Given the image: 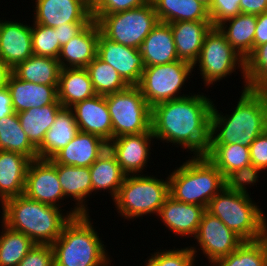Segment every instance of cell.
Here are the masks:
<instances>
[{
	"instance_id": "6da1fadb",
	"label": "cell",
	"mask_w": 267,
	"mask_h": 266,
	"mask_svg": "<svg viewBox=\"0 0 267 266\" xmlns=\"http://www.w3.org/2000/svg\"><path fill=\"white\" fill-rule=\"evenodd\" d=\"M199 93V94H198ZM159 103L151 108L154 140L172 143L193 156H205L212 146L213 100L204 93Z\"/></svg>"
},
{
	"instance_id": "7a4b0ae2",
	"label": "cell",
	"mask_w": 267,
	"mask_h": 266,
	"mask_svg": "<svg viewBox=\"0 0 267 266\" xmlns=\"http://www.w3.org/2000/svg\"><path fill=\"white\" fill-rule=\"evenodd\" d=\"M0 206L1 222L11 230L24 233L35 244L52 245L65 224L81 215L74 207L64 213L62 208L32 200L24 194L6 200Z\"/></svg>"
},
{
	"instance_id": "3957f363",
	"label": "cell",
	"mask_w": 267,
	"mask_h": 266,
	"mask_svg": "<svg viewBox=\"0 0 267 266\" xmlns=\"http://www.w3.org/2000/svg\"><path fill=\"white\" fill-rule=\"evenodd\" d=\"M231 114L212 108V145L250 144L267 130V98L262 91L242 89ZM225 114V115H224Z\"/></svg>"
},
{
	"instance_id": "277c9868",
	"label": "cell",
	"mask_w": 267,
	"mask_h": 266,
	"mask_svg": "<svg viewBox=\"0 0 267 266\" xmlns=\"http://www.w3.org/2000/svg\"><path fill=\"white\" fill-rule=\"evenodd\" d=\"M90 214L72 217L52 244L55 266H111L112 259ZM95 227V228H94Z\"/></svg>"
},
{
	"instance_id": "5b68a950",
	"label": "cell",
	"mask_w": 267,
	"mask_h": 266,
	"mask_svg": "<svg viewBox=\"0 0 267 266\" xmlns=\"http://www.w3.org/2000/svg\"><path fill=\"white\" fill-rule=\"evenodd\" d=\"M187 158L169 172V194L176 201L207 208L225 187L224 176L205 156L192 155Z\"/></svg>"
},
{
	"instance_id": "8992f818",
	"label": "cell",
	"mask_w": 267,
	"mask_h": 266,
	"mask_svg": "<svg viewBox=\"0 0 267 266\" xmlns=\"http://www.w3.org/2000/svg\"><path fill=\"white\" fill-rule=\"evenodd\" d=\"M251 197L224 187L209 202L206 211L243 241H256L267 236V216Z\"/></svg>"
},
{
	"instance_id": "52a82bcc",
	"label": "cell",
	"mask_w": 267,
	"mask_h": 266,
	"mask_svg": "<svg viewBox=\"0 0 267 266\" xmlns=\"http://www.w3.org/2000/svg\"><path fill=\"white\" fill-rule=\"evenodd\" d=\"M169 194L168 176L126 175L113 204L118 215L127 221L151 214L158 215Z\"/></svg>"
},
{
	"instance_id": "ba28073f",
	"label": "cell",
	"mask_w": 267,
	"mask_h": 266,
	"mask_svg": "<svg viewBox=\"0 0 267 266\" xmlns=\"http://www.w3.org/2000/svg\"><path fill=\"white\" fill-rule=\"evenodd\" d=\"M195 68L200 71L199 76H202L207 88L211 85L213 87L234 72L238 74L236 70L239 69L242 73L241 79H244L242 88L247 89L245 59L231 46L218 27L212 26L206 33L199 58L193 64V69Z\"/></svg>"
},
{
	"instance_id": "9c48e42d",
	"label": "cell",
	"mask_w": 267,
	"mask_h": 266,
	"mask_svg": "<svg viewBox=\"0 0 267 266\" xmlns=\"http://www.w3.org/2000/svg\"><path fill=\"white\" fill-rule=\"evenodd\" d=\"M91 15L105 37L137 49L159 22L152 2L127 11Z\"/></svg>"
},
{
	"instance_id": "30bf717a",
	"label": "cell",
	"mask_w": 267,
	"mask_h": 266,
	"mask_svg": "<svg viewBox=\"0 0 267 266\" xmlns=\"http://www.w3.org/2000/svg\"><path fill=\"white\" fill-rule=\"evenodd\" d=\"M193 71H195L193 65L183 60L147 66L144 68L137 86L152 108L159 103L191 95L190 92L186 94L181 91H184L187 81L191 80L190 76H194Z\"/></svg>"
},
{
	"instance_id": "8fae6325",
	"label": "cell",
	"mask_w": 267,
	"mask_h": 266,
	"mask_svg": "<svg viewBox=\"0 0 267 266\" xmlns=\"http://www.w3.org/2000/svg\"><path fill=\"white\" fill-rule=\"evenodd\" d=\"M112 122V139L151 131V107L138 86L105 95Z\"/></svg>"
},
{
	"instance_id": "7c38bea8",
	"label": "cell",
	"mask_w": 267,
	"mask_h": 266,
	"mask_svg": "<svg viewBox=\"0 0 267 266\" xmlns=\"http://www.w3.org/2000/svg\"><path fill=\"white\" fill-rule=\"evenodd\" d=\"M195 240L196 246H194L195 244L189 246L195 255V259L202 253L208 259V264L229 255L244 242L218 217L211 215L207 211L203 213L194 237Z\"/></svg>"
},
{
	"instance_id": "4fadbf2b",
	"label": "cell",
	"mask_w": 267,
	"mask_h": 266,
	"mask_svg": "<svg viewBox=\"0 0 267 266\" xmlns=\"http://www.w3.org/2000/svg\"><path fill=\"white\" fill-rule=\"evenodd\" d=\"M26 197L58 208L66 205L55 165L49 159H34L30 162L26 174Z\"/></svg>"
},
{
	"instance_id": "5bb4252c",
	"label": "cell",
	"mask_w": 267,
	"mask_h": 266,
	"mask_svg": "<svg viewBox=\"0 0 267 266\" xmlns=\"http://www.w3.org/2000/svg\"><path fill=\"white\" fill-rule=\"evenodd\" d=\"M153 139L155 137L152 132L123 135L113 138L108 143V149L126 175L144 174L146 166L151 163L149 159L155 141Z\"/></svg>"
},
{
	"instance_id": "9a60e30c",
	"label": "cell",
	"mask_w": 267,
	"mask_h": 266,
	"mask_svg": "<svg viewBox=\"0 0 267 266\" xmlns=\"http://www.w3.org/2000/svg\"><path fill=\"white\" fill-rule=\"evenodd\" d=\"M34 23L56 28L65 23H90V0H33ZM36 6V7H34Z\"/></svg>"
},
{
	"instance_id": "2e32d148",
	"label": "cell",
	"mask_w": 267,
	"mask_h": 266,
	"mask_svg": "<svg viewBox=\"0 0 267 266\" xmlns=\"http://www.w3.org/2000/svg\"><path fill=\"white\" fill-rule=\"evenodd\" d=\"M96 56L111 65L129 86L139 84L145 68L140 49L116 43L99 32Z\"/></svg>"
},
{
	"instance_id": "e0dca14e",
	"label": "cell",
	"mask_w": 267,
	"mask_h": 266,
	"mask_svg": "<svg viewBox=\"0 0 267 266\" xmlns=\"http://www.w3.org/2000/svg\"><path fill=\"white\" fill-rule=\"evenodd\" d=\"M18 21L0 18V60L12 69L33 55L32 27Z\"/></svg>"
},
{
	"instance_id": "ac0fdd59",
	"label": "cell",
	"mask_w": 267,
	"mask_h": 266,
	"mask_svg": "<svg viewBox=\"0 0 267 266\" xmlns=\"http://www.w3.org/2000/svg\"><path fill=\"white\" fill-rule=\"evenodd\" d=\"M70 108L81 132L97 135L107 143L112 140V122L105 96L96 94Z\"/></svg>"
},
{
	"instance_id": "d6986e66",
	"label": "cell",
	"mask_w": 267,
	"mask_h": 266,
	"mask_svg": "<svg viewBox=\"0 0 267 266\" xmlns=\"http://www.w3.org/2000/svg\"><path fill=\"white\" fill-rule=\"evenodd\" d=\"M206 208L197 204L182 203L169 196L157 217L177 237L194 238Z\"/></svg>"
},
{
	"instance_id": "ffe728a7",
	"label": "cell",
	"mask_w": 267,
	"mask_h": 266,
	"mask_svg": "<svg viewBox=\"0 0 267 266\" xmlns=\"http://www.w3.org/2000/svg\"><path fill=\"white\" fill-rule=\"evenodd\" d=\"M100 28L92 20L78 35L61 47L58 61L62 68H86L97 55Z\"/></svg>"
},
{
	"instance_id": "44dd1931",
	"label": "cell",
	"mask_w": 267,
	"mask_h": 266,
	"mask_svg": "<svg viewBox=\"0 0 267 266\" xmlns=\"http://www.w3.org/2000/svg\"><path fill=\"white\" fill-rule=\"evenodd\" d=\"M107 149L108 143L101 137L80 131L52 160L62 165L90 167Z\"/></svg>"
},
{
	"instance_id": "7402d4cb",
	"label": "cell",
	"mask_w": 267,
	"mask_h": 266,
	"mask_svg": "<svg viewBox=\"0 0 267 266\" xmlns=\"http://www.w3.org/2000/svg\"><path fill=\"white\" fill-rule=\"evenodd\" d=\"M57 87L26 82L13 73L7 86L11 94L13 110L16 113L48 104H61L58 100Z\"/></svg>"
},
{
	"instance_id": "603a6c76",
	"label": "cell",
	"mask_w": 267,
	"mask_h": 266,
	"mask_svg": "<svg viewBox=\"0 0 267 266\" xmlns=\"http://www.w3.org/2000/svg\"><path fill=\"white\" fill-rule=\"evenodd\" d=\"M56 167L58 180L60 182L64 197H69L81 214H90L87 206L90 196L92 195V184L89 167H76L71 165H62L49 159ZM88 200V201H87Z\"/></svg>"
},
{
	"instance_id": "cb8c5ba5",
	"label": "cell",
	"mask_w": 267,
	"mask_h": 266,
	"mask_svg": "<svg viewBox=\"0 0 267 266\" xmlns=\"http://www.w3.org/2000/svg\"><path fill=\"white\" fill-rule=\"evenodd\" d=\"M31 161L21 153L0 150V205L8 199L23 195Z\"/></svg>"
},
{
	"instance_id": "d4e9b609",
	"label": "cell",
	"mask_w": 267,
	"mask_h": 266,
	"mask_svg": "<svg viewBox=\"0 0 267 266\" xmlns=\"http://www.w3.org/2000/svg\"><path fill=\"white\" fill-rule=\"evenodd\" d=\"M144 66H155L179 60L170 23L159 21L140 47Z\"/></svg>"
},
{
	"instance_id": "484cf974",
	"label": "cell",
	"mask_w": 267,
	"mask_h": 266,
	"mask_svg": "<svg viewBox=\"0 0 267 266\" xmlns=\"http://www.w3.org/2000/svg\"><path fill=\"white\" fill-rule=\"evenodd\" d=\"M179 60L191 63L198 60L203 40L211 29V21H179L170 23Z\"/></svg>"
},
{
	"instance_id": "4316f807",
	"label": "cell",
	"mask_w": 267,
	"mask_h": 266,
	"mask_svg": "<svg viewBox=\"0 0 267 266\" xmlns=\"http://www.w3.org/2000/svg\"><path fill=\"white\" fill-rule=\"evenodd\" d=\"M79 132L72 109L62 107L55 117L54 124L46 132L43 142L37 148L38 159H52Z\"/></svg>"
},
{
	"instance_id": "83f0119b",
	"label": "cell",
	"mask_w": 267,
	"mask_h": 266,
	"mask_svg": "<svg viewBox=\"0 0 267 266\" xmlns=\"http://www.w3.org/2000/svg\"><path fill=\"white\" fill-rule=\"evenodd\" d=\"M57 91L61 105L69 108L96 95L86 68H62Z\"/></svg>"
},
{
	"instance_id": "f1b7e54d",
	"label": "cell",
	"mask_w": 267,
	"mask_h": 266,
	"mask_svg": "<svg viewBox=\"0 0 267 266\" xmlns=\"http://www.w3.org/2000/svg\"><path fill=\"white\" fill-rule=\"evenodd\" d=\"M89 169L92 192L97 194L106 190V193L108 192L114 200L126 177L116 157L107 149Z\"/></svg>"
},
{
	"instance_id": "f546056e",
	"label": "cell",
	"mask_w": 267,
	"mask_h": 266,
	"mask_svg": "<svg viewBox=\"0 0 267 266\" xmlns=\"http://www.w3.org/2000/svg\"><path fill=\"white\" fill-rule=\"evenodd\" d=\"M257 15L240 13L217 27L231 46L246 60L254 51Z\"/></svg>"
},
{
	"instance_id": "4dcf8cb0",
	"label": "cell",
	"mask_w": 267,
	"mask_h": 266,
	"mask_svg": "<svg viewBox=\"0 0 267 266\" xmlns=\"http://www.w3.org/2000/svg\"><path fill=\"white\" fill-rule=\"evenodd\" d=\"M60 70L58 59L32 55L17 64L12 72L17 78L26 82L58 86Z\"/></svg>"
},
{
	"instance_id": "1f68e13d",
	"label": "cell",
	"mask_w": 267,
	"mask_h": 266,
	"mask_svg": "<svg viewBox=\"0 0 267 266\" xmlns=\"http://www.w3.org/2000/svg\"><path fill=\"white\" fill-rule=\"evenodd\" d=\"M151 2L161 22L210 21L208 9L197 0H151Z\"/></svg>"
},
{
	"instance_id": "d6a6232c",
	"label": "cell",
	"mask_w": 267,
	"mask_h": 266,
	"mask_svg": "<svg viewBox=\"0 0 267 266\" xmlns=\"http://www.w3.org/2000/svg\"><path fill=\"white\" fill-rule=\"evenodd\" d=\"M61 104H48L17 113L22 129L30 143L37 149L44 140L46 132L54 124Z\"/></svg>"
},
{
	"instance_id": "836d02e7",
	"label": "cell",
	"mask_w": 267,
	"mask_h": 266,
	"mask_svg": "<svg viewBox=\"0 0 267 266\" xmlns=\"http://www.w3.org/2000/svg\"><path fill=\"white\" fill-rule=\"evenodd\" d=\"M0 150L18 152L31 160L37 159V149L22 129L16 112L0 119Z\"/></svg>"
},
{
	"instance_id": "e575fe53",
	"label": "cell",
	"mask_w": 267,
	"mask_h": 266,
	"mask_svg": "<svg viewBox=\"0 0 267 266\" xmlns=\"http://www.w3.org/2000/svg\"><path fill=\"white\" fill-rule=\"evenodd\" d=\"M205 157L218 168L224 177L230 172L252 164L250 148L241 144L212 145Z\"/></svg>"
},
{
	"instance_id": "d590c367",
	"label": "cell",
	"mask_w": 267,
	"mask_h": 266,
	"mask_svg": "<svg viewBox=\"0 0 267 266\" xmlns=\"http://www.w3.org/2000/svg\"><path fill=\"white\" fill-rule=\"evenodd\" d=\"M210 266H267V236L244 241L235 251L213 261Z\"/></svg>"
},
{
	"instance_id": "8d00e7d4",
	"label": "cell",
	"mask_w": 267,
	"mask_h": 266,
	"mask_svg": "<svg viewBox=\"0 0 267 266\" xmlns=\"http://www.w3.org/2000/svg\"><path fill=\"white\" fill-rule=\"evenodd\" d=\"M0 223V266H18L35 243L24 233L11 230L1 220Z\"/></svg>"
},
{
	"instance_id": "74e56055",
	"label": "cell",
	"mask_w": 267,
	"mask_h": 266,
	"mask_svg": "<svg viewBox=\"0 0 267 266\" xmlns=\"http://www.w3.org/2000/svg\"><path fill=\"white\" fill-rule=\"evenodd\" d=\"M93 89L97 95H108L126 89L129 85L122 79L119 73L108 63L97 56L86 67Z\"/></svg>"
},
{
	"instance_id": "f35d334b",
	"label": "cell",
	"mask_w": 267,
	"mask_h": 266,
	"mask_svg": "<svg viewBox=\"0 0 267 266\" xmlns=\"http://www.w3.org/2000/svg\"><path fill=\"white\" fill-rule=\"evenodd\" d=\"M247 89L263 91L267 88V43L258 46L245 60Z\"/></svg>"
},
{
	"instance_id": "ab89813d",
	"label": "cell",
	"mask_w": 267,
	"mask_h": 266,
	"mask_svg": "<svg viewBox=\"0 0 267 266\" xmlns=\"http://www.w3.org/2000/svg\"><path fill=\"white\" fill-rule=\"evenodd\" d=\"M33 55L57 59L61 50L55 28L32 23Z\"/></svg>"
},
{
	"instance_id": "60d3db41",
	"label": "cell",
	"mask_w": 267,
	"mask_h": 266,
	"mask_svg": "<svg viewBox=\"0 0 267 266\" xmlns=\"http://www.w3.org/2000/svg\"><path fill=\"white\" fill-rule=\"evenodd\" d=\"M148 258L156 266H196L195 255L190 247L156 250Z\"/></svg>"
},
{
	"instance_id": "b9f144b4",
	"label": "cell",
	"mask_w": 267,
	"mask_h": 266,
	"mask_svg": "<svg viewBox=\"0 0 267 266\" xmlns=\"http://www.w3.org/2000/svg\"><path fill=\"white\" fill-rule=\"evenodd\" d=\"M263 171L256 166L249 164L238 170L228 173L225 177V188L237 193L249 195L247 187L257 185L259 174ZM257 182V183H256Z\"/></svg>"
},
{
	"instance_id": "7bdbcfd3",
	"label": "cell",
	"mask_w": 267,
	"mask_h": 266,
	"mask_svg": "<svg viewBox=\"0 0 267 266\" xmlns=\"http://www.w3.org/2000/svg\"><path fill=\"white\" fill-rule=\"evenodd\" d=\"M241 13L240 0H213L208 9L213 27Z\"/></svg>"
},
{
	"instance_id": "ee69618b",
	"label": "cell",
	"mask_w": 267,
	"mask_h": 266,
	"mask_svg": "<svg viewBox=\"0 0 267 266\" xmlns=\"http://www.w3.org/2000/svg\"><path fill=\"white\" fill-rule=\"evenodd\" d=\"M151 0H91V14H112L146 5Z\"/></svg>"
},
{
	"instance_id": "f6af8a7d",
	"label": "cell",
	"mask_w": 267,
	"mask_h": 266,
	"mask_svg": "<svg viewBox=\"0 0 267 266\" xmlns=\"http://www.w3.org/2000/svg\"><path fill=\"white\" fill-rule=\"evenodd\" d=\"M18 266H55L52 245L35 244Z\"/></svg>"
},
{
	"instance_id": "bcb514c9",
	"label": "cell",
	"mask_w": 267,
	"mask_h": 266,
	"mask_svg": "<svg viewBox=\"0 0 267 266\" xmlns=\"http://www.w3.org/2000/svg\"><path fill=\"white\" fill-rule=\"evenodd\" d=\"M250 159L252 165L262 171L267 169V130L250 144Z\"/></svg>"
},
{
	"instance_id": "7dc6e473",
	"label": "cell",
	"mask_w": 267,
	"mask_h": 266,
	"mask_svg": "<svg viewBox=\"0 0 267 266\" xmlns=\"http://www.w3.org/2000/svg\"><path fill=\"white\" fill-rule=\"evenodd\" d=\"M89 23H65L55 28L58 41L62 47L73 37L78 35Z\"/></svg>"
},
{
	"instance_id": "c3c4849f",
	"label": "cell",
	"mask_w": 267,
	"mask_h": 266,
	"mask_svg": "<svg viewBox=\"0 0 267 266\" xmlns=\"http://www.w3.org/2000/svg\"><path fill=\"white\" fill-rule=\"evenodd\" d=\"M267 43V11L257 15L256 31L254 35V50Z\"/></svg>"
},
{
	"instance_id": "681fc988",
	"label": "cell",
	"mask_w": 267,
	"mask_h": 266,
	"mask_svg": "<svg viewBox=\"0 0 267 266\" xmlns=\"http://www.w3.org/2000/svg\"><path fill=\"white\" fill-rule=\"evenodd\" d=\"M241 13L259 15L267 11V0H240Z\"/></svg>"
},
{
	"instance_id": "f907efd6",
	"label": "cell",
	"mask_w": 267,
	"mask_h": 266,
	"mask_svg": "<svg viewBox=\"0 0 267 266\" xmlns=\"http://www.w3.org/2000/svg\"><path fill=\"white\" fill-rule=\"evenodd\" d=\"M14 112L9 89H0V119Z\"/></svg>"
},
{
	"instance_id": "816d5d0a",
	"label": "cell",
	"mask_w": 267,
	"mask_h": 266,
	"mask_svg": "<svg viewBox=\"0 0 267 266\" xmlns=\"http://www.w3.org/2000/svg\"><path fill=\"white\" fill-rule=\"evenodd\" d=\"M12 73V68L0 60V89L8 86V81Z\"/></svg>"
},
{
	"instance_id": "f5cc1de1",
	"label": "cell",
	"mask_w": 267,
	"mask_h": 266,
	"mask_svg": "<svg viewBox=\"0 0 267 266\" xmlns=\"http://www.w3.org/2000/svg\"><path fill=\"white\" fill-rule=\"evenodd\" d=\"M197 1L200 2L201 4H203L207 9H209L213 0H197Z\"/></svg>"
},
{
	"instance_id": "db71d44e",
	"label": "cell",
	"mask_w": 267,
	"mask_h": 266,
	"mask_svg": "<svg viewBox=\"0 0 267 266\" xmlns=\"http://www.w3.org/2000/svg\"><path fill=\"white\" fill-rule=\"evenodd\" d=\"M144 263L143 266H156L149 258Z\"/></svg>"
},
{
	"instance_id": "11a10c76",
	"label": "cell",
	"mask_w": 267,
	"mask_h": 266,
	"mask_svg": "<svg viewBox=\"0 0 267 266\" xmlns=\"http://www.w3.org/2000/svg\"><path fill=\"white\" fill-rule=\"evenodd\" d=\"M262 92L265 94V96H266V98H267V88L264 89Z\"/></svg>"
}]
</instances>
